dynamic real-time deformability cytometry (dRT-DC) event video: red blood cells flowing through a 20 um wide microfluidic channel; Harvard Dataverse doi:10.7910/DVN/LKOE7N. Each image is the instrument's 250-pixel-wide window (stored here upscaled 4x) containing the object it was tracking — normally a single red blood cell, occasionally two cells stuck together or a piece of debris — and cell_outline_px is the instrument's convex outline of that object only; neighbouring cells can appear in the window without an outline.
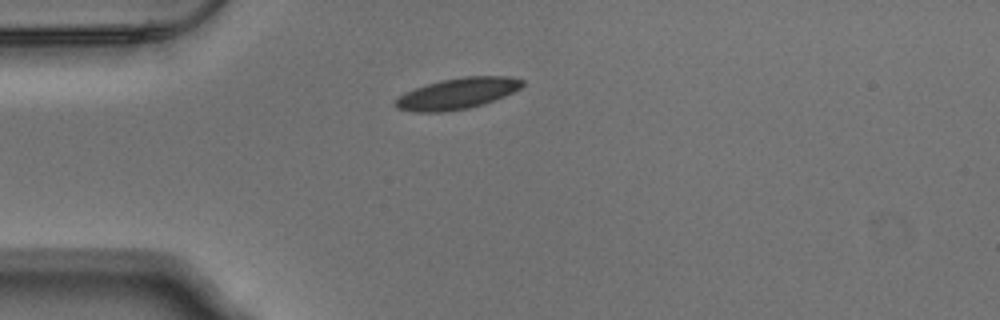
{"species": "Egyptian fruit bat (a non-hibernating species)", "species_latin": "Rousettus aegyptiacus", "temperature_condition": "warm", "stored_images_in_passage": 28, "camera_frame_rate_fps": 3000, "um_per_image_px": 0.085, "animal": {"sex": "male"}, "frame": {"image": 1, "passage_image": 1, "time_ms": 0.0, "image_size_px": [1000, 320], "cell_outline_px": [[524, 84], [520, 88], [504, 96], [484, 104], [468, 108], [444, 112], [416, 112], [396, 108], [392, 104], [404, 92], [440, 80], [464, 76], [508, 76], [524, 80]], "centroid_in_image_um": [38.87, 7.95], "position_along_channel_um": 46.1, "area_um2": 22.95}}
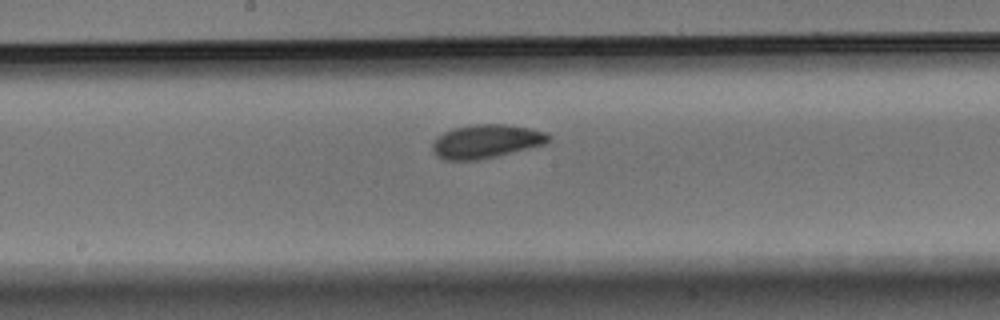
{"frame": {"image": 2, "passage_image": 15, "time_ms": 4.667, "image_size_px": [1000, 320], "cell_outline_px": [[552, 140], [548, 144], [480, 160], [444, 160], [436, 156], [432, 152], [432, 144], [436, 136], [452, 128], [468, 124], [508, 124], [532, 128], [548, 132], [552, 136]], "centroid_in_image_um": [41.36, 12.0], "position_along_channel_um": 206.8, "area_um2": 23.52}}
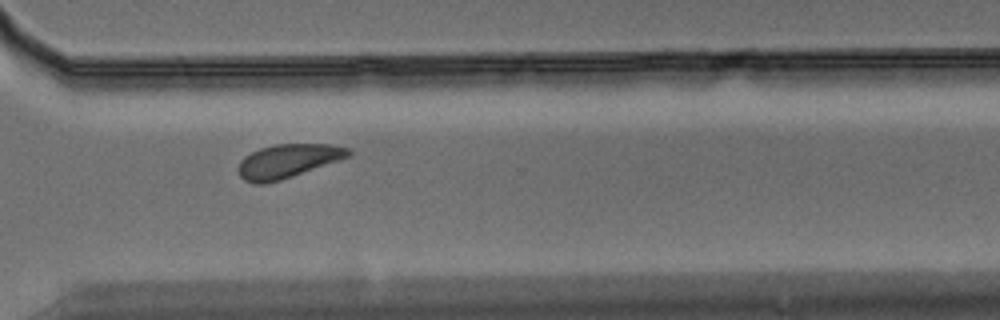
{"frame": {"image": 3, "passage_image": 26, "time_ms": 8.333, "image_size_px": [1000, 320], "cell_outline_px": [[352, 156], [280, 180], [264, 184], [252, 184], [244, 180], [240, 176], [236, 168], [240, 160], [244, 156], [260, 148], [276, 144], [332, 144], [352, 148]], "centroid_in_image_um": [24.47, 13.68], "position_along_channel_um": 346.1, "area_um2": 21.91}}